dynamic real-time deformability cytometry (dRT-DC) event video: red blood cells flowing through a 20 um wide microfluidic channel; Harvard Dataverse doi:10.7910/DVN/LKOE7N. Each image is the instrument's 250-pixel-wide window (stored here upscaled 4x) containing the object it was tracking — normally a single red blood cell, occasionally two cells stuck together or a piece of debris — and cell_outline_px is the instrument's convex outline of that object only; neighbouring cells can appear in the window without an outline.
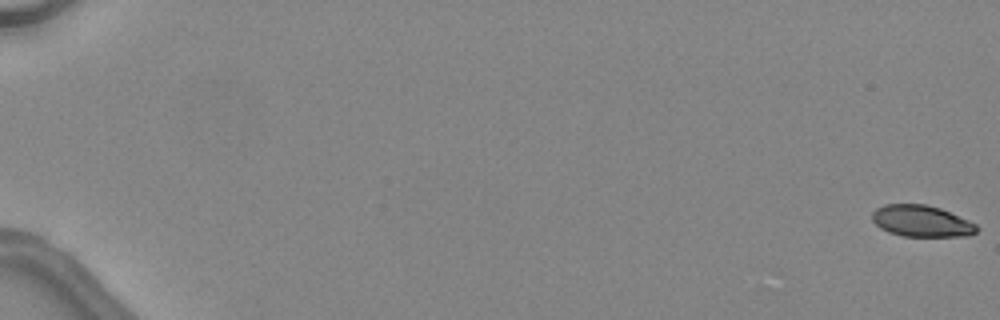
{"species": "common noctule bat (a hibernating species)", "species_latin": "Nyctalus noctula", "temperature_condition": "warm", "stored_images_in_passage": 32, "camera_frame_rate_fps": 3000, "um_per_image_px": 0.085, "animal": {"sex": "female", "body_mass_g": 24.6, "forearm_length_mm": 56.2}, "frame": {"image": 1, "passage_image": 1, "time_ms": 0.0, "image_size_px": [1000, 320], "cell_outline_px": [[980, 228], [976, 232], [968, 236], [904, 236], [888, 232], [880, 228], [872, 220], [872, 212], [876, 208], [884, 204], [924, 204], [940, 208], [968, 220], [976, 224]], "centroid_in_image_um": [78.32, 18.79], "position_along_channel_um": 6.7, "area_um2": 19.19}}
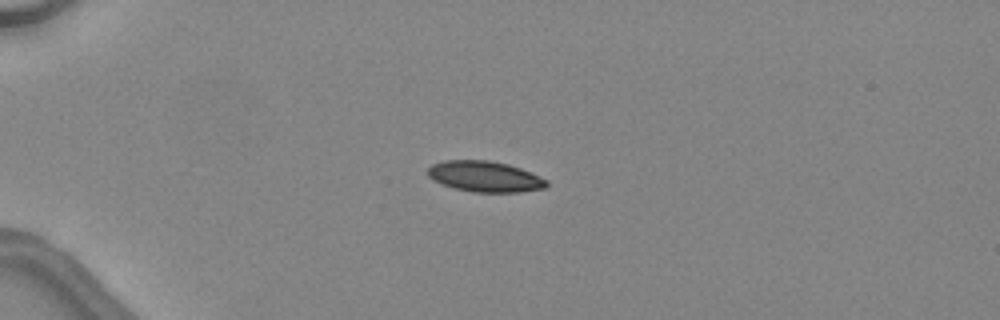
{"frame": {"image": 2, "passage_image": 15, "time_ms": 4.667, "image_size_px": [1000, 320], "cell_outline_px": [[548, 184], [544, 188], [520, 192], [472, 192], [456, 188], [444, 184], [428, 176], [428, 168], [432, 164], [444, 160], [488, 160], [508, 164], [532, 172], [548, 180]], "centroid_in_image_um": [41.25, 14.99], "position_along_channel_um": 43.7, "area_um2": 21.21}}
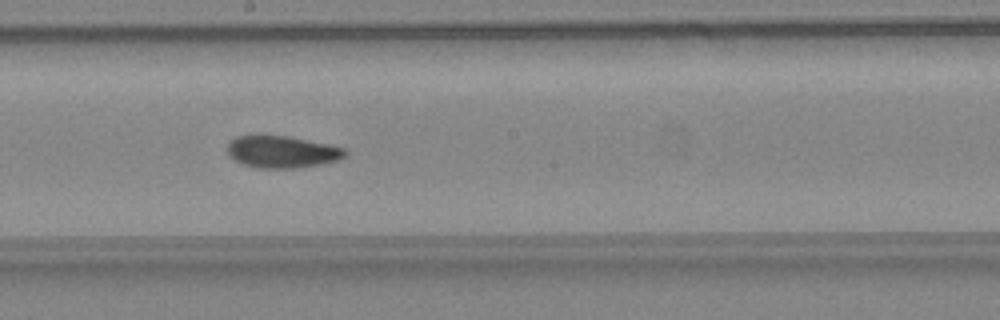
{"frame": {"image": 3, "passage_image": 30, "time_ms": 9.667, "image_size_px": [1000, 320], "cell_outline_px": [[348, 152], [340, 160], [300, 168], [256, 168], [244, 164], [228, 156], [228, 144], [236, 136], [252, 132], [288, 136], [328, 144], [344, 148]], "centroid_in_image_um": [23.93, 12.87], "position_along_channel_um": 224.3, "area_um2": 22.6}}